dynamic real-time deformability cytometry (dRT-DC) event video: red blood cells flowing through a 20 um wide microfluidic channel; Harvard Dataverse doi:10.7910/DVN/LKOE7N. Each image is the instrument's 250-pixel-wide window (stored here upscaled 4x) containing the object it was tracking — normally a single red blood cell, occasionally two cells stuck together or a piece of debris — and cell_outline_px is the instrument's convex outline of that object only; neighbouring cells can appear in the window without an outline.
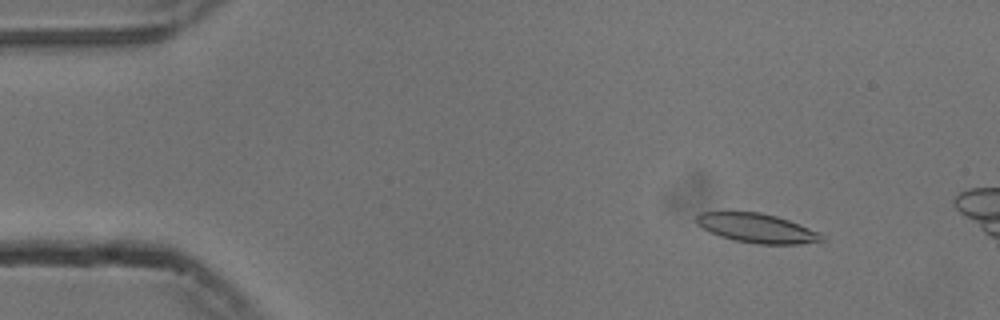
{"species": "common noctule bat (a hibernating species)", "species_latin": "Nyctalus noctula", "temperature_condition": "cold", "stored_images_in_passage": 14, "camera_frame_rate_fps": 3000, "um_per_image_px": 0.085, "animal": {"sex": "male", "body_mass_g": 13.3}, "frame": {"image": 1, "passage_image": 7, "time_ms": 2.0, "image_size_px": [1000, 320], "cell_outline_px": [[824, 240], [800, 244], [760, 244], [732, 240], [720, 236], [696, 224], [696, 216], [700, 212], [760, 212], [776, 216], [788, 220], [820, 232], [824, 236]], "centroid_in_image_um": [64.35, 19.39], "position_along_channel_um": 20.7, "area_um2": 21.21}}